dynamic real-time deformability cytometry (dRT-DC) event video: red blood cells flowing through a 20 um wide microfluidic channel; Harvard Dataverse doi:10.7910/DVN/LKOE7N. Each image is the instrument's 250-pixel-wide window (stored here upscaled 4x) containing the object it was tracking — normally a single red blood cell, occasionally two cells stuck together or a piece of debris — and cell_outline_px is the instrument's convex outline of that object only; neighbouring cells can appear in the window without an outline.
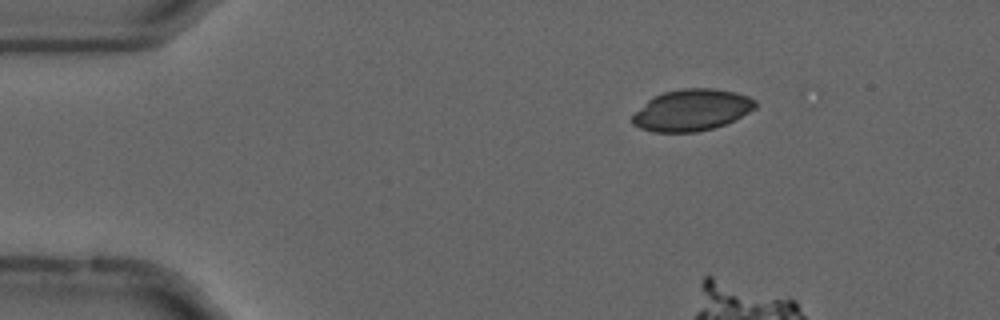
{"species": "common noctule bat (a hibernating species)", "species_latin": "Nyctalus noctula", "temperature_condition": "cold", "stored_images_in_passage": 7, "camera_frame_rate_fps": 3000, "um_per_image_px": 0.085, "animal": {"sex": "male", "forearm_length_mm": 52.5}, "frame": {"image": 1, "passage_image": 1, "time_ms": 0.0, "image_size_px": [1000, 320], "cell_outline_px": [[756, 108], [724, 124], [712, 128], [696, 132], [652, 132], [640, 128], [632, 124], [632, 116], [652, 96], [664, 92], [680, 88], [716, 88], [736, 92], [748, 96], [756, 100]], "centroid_in_image_um": [58.79, 9.34], "position_along_channel_um": 26.2, "area_um2": 29.71}}